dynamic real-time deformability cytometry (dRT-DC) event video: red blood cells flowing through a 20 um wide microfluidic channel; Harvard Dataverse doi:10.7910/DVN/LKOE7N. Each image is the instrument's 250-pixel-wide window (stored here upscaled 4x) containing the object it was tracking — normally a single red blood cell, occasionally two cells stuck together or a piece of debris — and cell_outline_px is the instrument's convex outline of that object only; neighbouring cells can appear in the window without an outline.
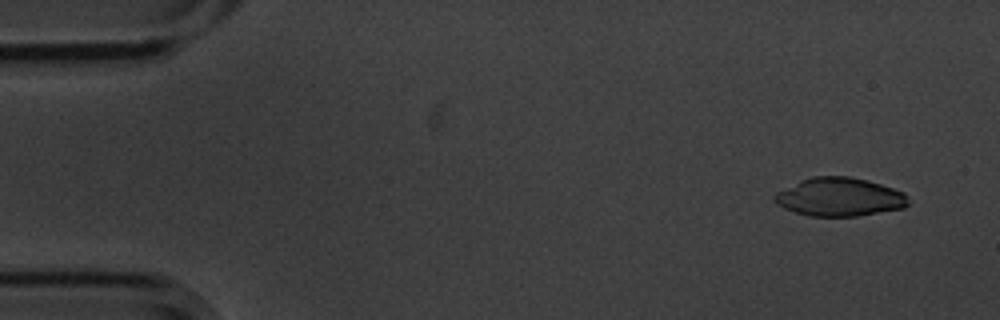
{"species": "common noctule bat (a hibernating species)", "species_latin": "Nyctalus noctula", "temperature_condition": "cold", "stored_images_in_passage": 7, "camera_frame_rate_fps": 3000, "um_per_image_px": 0.085, "animal": {"sex": "male", "body_mass_g": 20.1, "forearm_length_mm": 53.5}, "frame": {"image": 1, "passage_image": 1, "time_ms": 0.0, "image_size_px": [1000, 320], "cell_outline_px": [[908, 204], [904, 208], [856, 216], [808, 216], [784, 208], [776, 204], [772, 200], [772, 196], [776, 192], [800, 180], [812, 176], [848, 176], [868, 180], [904, 192], [908, 196]], "centroid_in_image_um": [71.33, 16.74], "position_along_channel_um": 13.7, "area_um2": 30.11}}